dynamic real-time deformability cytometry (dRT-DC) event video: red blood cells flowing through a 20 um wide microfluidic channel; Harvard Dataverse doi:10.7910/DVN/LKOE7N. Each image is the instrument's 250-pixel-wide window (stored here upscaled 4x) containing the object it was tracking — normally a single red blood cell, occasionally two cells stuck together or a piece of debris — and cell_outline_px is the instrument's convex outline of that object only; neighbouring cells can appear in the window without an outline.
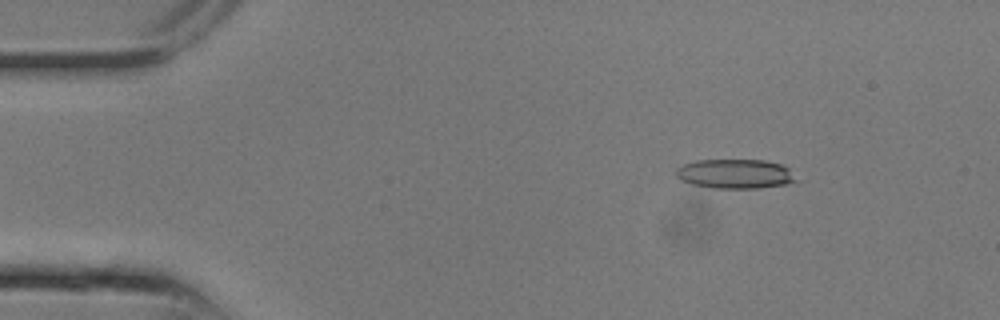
{"species": "common noctule bat (a hibernating species)", "species_latin": "Nyctalus noctula", "temperature_condition": "room temperature", "stored_images_in_passage": 9, "camera_frame_rate_fps": 3000, "um_per_image_px": 0.085, "animal": {"sex": "male", "body_mass_g": 13.3}, "frame": {"image": 1, "passage_image": 4, "time_ms": 1.0, "image_size_px": [1000, 320], "cell_outline_px": [[800, 180], [784, 184], [760, 188], [712, 188], [692, 184], [680, 180], [676, 176], [676, 168], [684, 164], [696, 160], [764, 160], [784, 164]], "centroid_in_image_um": [62.51, 14.77], "position_along_channel_um": 22.5, "area_um2": 20.75}}
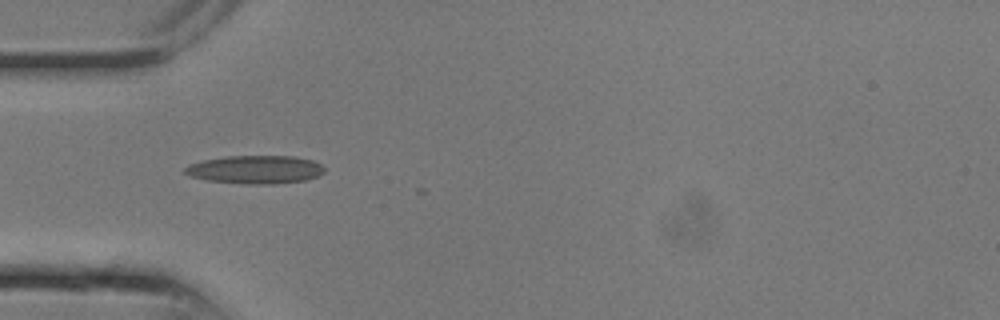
{"frame": {"image": 2, "passage_image": 8, "time_ms": 2.333, "image_size_px": [1000, 320], "cell_outline_px": [[324, 172], [316, 176], [304, 180], [272, 184], [248, 184], [208, 180], [192, 176], [184, 172], [184, 168], [192, 164], [204, 160], [228, 156], [292, 156], [312, 160], [320, 164], [324, 168]], "centroid_in_image_um": [21.72, 14.41], "position_along_channel_um": 63.3, "area_um2": 22.54}}